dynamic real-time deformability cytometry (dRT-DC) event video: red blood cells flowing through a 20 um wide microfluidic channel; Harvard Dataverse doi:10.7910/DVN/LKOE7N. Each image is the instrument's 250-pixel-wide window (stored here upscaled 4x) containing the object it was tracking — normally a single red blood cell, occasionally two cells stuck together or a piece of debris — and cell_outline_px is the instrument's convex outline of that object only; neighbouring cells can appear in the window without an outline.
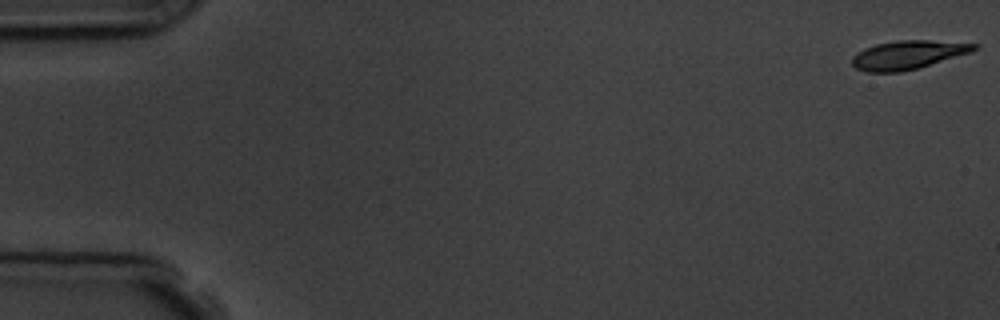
{"species": "common noctule bat (a hibernating species)", "species_latin": "Nyctalus noctula", "temperature_condition": "room temperature", "stored_images_in_passage": 11, "camera_frame_rate_fps": 3000, "um_per_image_px": 0.085, "animal": {"sex": "male", "body_mass_g": 19.5, "forearm_length_mm": 54.6}, "frame": {"image": 1, "passage_image": 1, "time_ms": 0.0, "image_size_px": [1000, 320], "cell_outline_px": [[980, 48], [972, 52], [920, 68], [900, 72], [864, 72], [856, 68], [852, 64], [852, 56], [856, 52], [864, 48], [876, 44], [896, 40], [928, 40], [980, 44]], "centroid_in_image_um": [77.19, 4.66], "position_along_channel_um": 7.8, "area_um2": 20.69}}
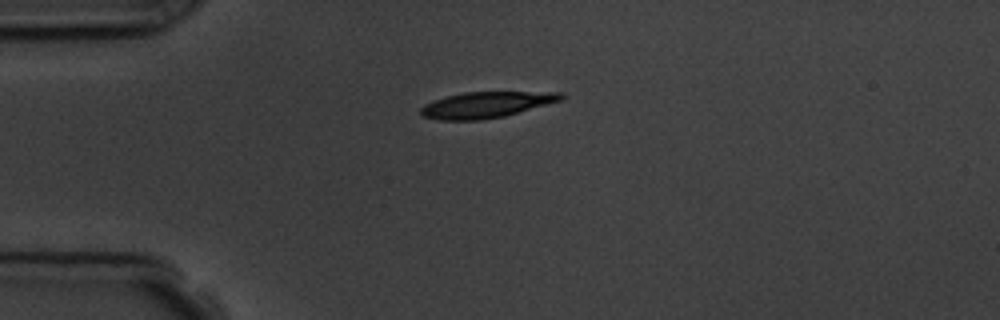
{"frame": {"image": 2, "passage_image": 4, "time_ms": 4.333, "image_size_px": [1000, 320], "cell_outline_px": [[564, 96], [560, 100], [504, 116], [480, 120], [440, 120], [424, 116], [420, 112], [420, 108], [424, 104], [432, 100], [464, 92], [564, 92]], "centroid_in_image_um": [41.28, 8.9], "position_along_channel_um": 43.7, "area_um2": 20.98}}
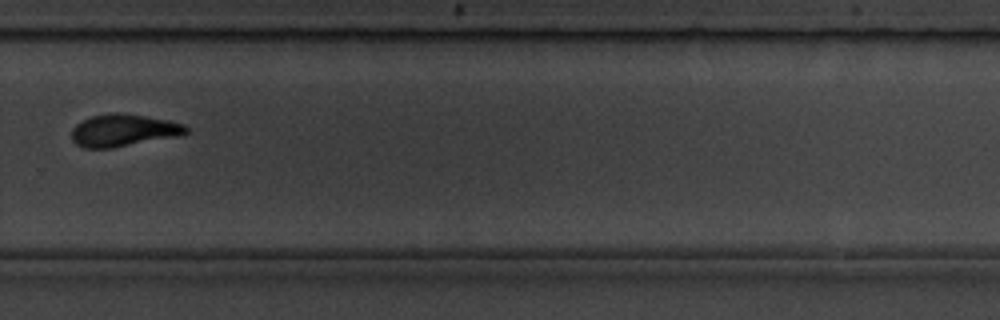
{"frame": {"image": 3, "passage_image": 11, "time_ms": 12.333, "image_size_px": [1000, 320], "cell_outline_px": [[188, 132], [176, 136], [112, 148], [84, 148], [76, 144], [72, 140], [72, 128], [76, 124], [92, 116], [112, 112], [116, 112], [144, 116], [168, 120], [184, 124], [188, 128]], "centroid_in_image_um": [10.46, 11.08], "position_along_channel_um": 319.3, "area_um2": 21.27}}